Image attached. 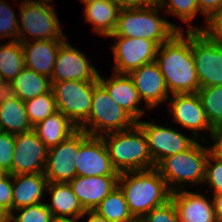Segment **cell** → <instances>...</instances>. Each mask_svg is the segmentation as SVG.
<instances>
[{"label": "cell", "mask_w": 222, "mask_h": 222, "mask_svg": "<svg viewBox=\"0 0 222 222\" xmlns=\"http://www.w3.org/2000/svg\"><path fill=\"white\" fill-rule=\"evenodd\" d=\"M182 32L160 45L155 59L170 94L197 93L200 88L192 54V31H186V37Z\"/></svg>", "instance_id": "1"}, {"label": "cell", "mask_w": 222, "mask_h": 222, "mask_svg": "<svg viewBox=\"0 0 222 222\" xmlns=\"http://www.w3.org/2000/svg\"><path fill=\"white\" fill-rule=\"evenodd\" d=\"M118 186L136 220L171 200L172 192L156 168L120 173Z\"/></svg>", "instance_id": "2"}, {"label": "cell", "mask_w": 222, "mask_h": 222, "mask_svg": "<svg viewBox=\"0 0 222 222\" xmlns=\"http://www.w3.org/2000/svg\"><path fill=\"white\" fill-rule=\"evenodd\" d=\"M101 137L108 149L112 165L119 174L156 167L145 133L137 123L130 129L103 134Z\"/></svg>", "instance_id": "3"}, {"label": "cell", "mask_w": 222, "mask_h": 222, "mask_svg": "<svg viewBox=\"0 0 222 222\" xmlns=\"http://www.w3.org/2000/svg\"><path fill=\"white\" fill-rule=\"evenodd\" d=\"M160 8L156 2L146 7L120 9L116 28L110 36L143 38L162 45L180 28L157 16Z\"/></svg>", "instance_id": "4"}, {"label": "cell", "mask_w": 222, "mask_h": 222, "mask_svg": "<svg viewBox=\"0 0 222 222\" xmlns=\"http://www.w3.org/2000/svg\"><path fill=\"white\" fill-rule=\"evenodd\" d=\"M210 151V148L202 146L197 140L187 150L165 157L155 168L166 181L171 192L182 190L179 186L183 182L204 183L206 162ZM178 183L180 185L176 186Z\"/></svg>", "instance_id": "5"}, {"label": "cell", "mask_w": 222, "mask_h": 222, "mask_svg": "<svg viewBox=\"0 0 222 222\" xmlns=\"http://www.w3.org/2000/svg\"><path fill=\"white\" fill-rule=\"evenodd\" d=\"M136 123L137 121L120 107L110 97L106 89L98 83L94 87L89 118L79 129L84 130L89 135L102 136L103 134L130 129Z\"/></svg>", "instance_id": "6"}, {"label": "cell", "mask_w": 222, "mask_h": 222, "mask_svg": "<svg viewBox=\"0 0 222 222\" xmlns=\"http://www.w3.org/2000/svg\"><path fill=\"white\" fill-rule=\"evenodd\" d=\"M19 7L21 22L18 24L19 41L27 42L28 36H31L34 40H66L57 13H55L50 3L24 0Z\"/></svg>", "instance_id": "7"}, {"label": "cell", "mask_w": 222, "mask_h": 222, "mask_svg": "<svg viewBox=\"0 0 222 222\" xmlns=\"http://www.w3.org/2000/svg\"><path fill=\"white\" fill-rule=\"evenodd\" d=\"M99 82L61 81L52 84L57 111L79 129L89 118L94 87Z\"/></svg>", "instance_id": "8"}, {"label": "cell", "mask_w": 222, "mask_h": 222, "mask_svg": "<svg viewBox=\"0 0 222 222\" xmlns=\"http://www.w3.org/2000/svg\"><path fill=\"white\" fill-rule=\"evenodd\" d=\"M192 54L200 87L222 85V43L192 31Z\"/></svg>", "instance_id": "9"}, {"label": "cell", "mask_w": 222, "mask_h": 222, "mask_svg": "<svg viewBox=\"0 0 222 222\" xmlns=\"http://www.w3.org/2000/svg\"><path fill=\"white\" fill-rule=\"evenodd\" d=\"M76 176H119L101 136L81 130V145L75 158Z\"/></svg>", "instance_id": "10"}, {"label": "cell", "mask_w": 222, "mask_h": 222, "mask_svg": "<svg viewBox=\"0 0 222 222\" xmlns=\"http://www.w3.org/2000/svg\"><path fill=\"white\" fill-rule=\"evenodd\" d=\"M116 38V43L112 45L114 54V73L129 74L155 61L158 45L152 41L143 38H127L124 36H109Z\"/></svg>", "instance_id": "11"}, {"label": "cell", "mask_w": 222, "mask_h": 222, "mask_svg": "<svg viewBox=\"0 0 222 222\" xmlns=\"http://www.w3.org/2000/svg\"><path fill=\"white\" fill-rule=\"evenodd\" d=\"M81 145V129L48 148L44 174L48 182L68 183L76 177L75 158Z\"/></svg>", "instance_id": "12"}, {"label": "cell", "mask_w": 222, "mask_h": 222, "mask_svg": "<svg viewBox=\"0 0 222 222\" xmlns=\"http://www.w3.org/2000/svg\"><path fill=\"white\" fill-rule=\"evenodd\" d=\"M137 124L145 133L155 166L165 157L181 153L197 141L196 138H188L181 132L155 123L137 121Z\"/></svg>", "instance_id": "13"}, {"label": "cell", "mask_w": 222, "mask_h": 222, "mask_svg": "<svg viewBox=\"0 0 222 222\" xmlns=\"http://www.w3.org/2000/svg\"><path fill=\"white\" fill-rule=\"evenodd\" d=\"M47 151L33 129L15 134L12 175L44 173Z\"/></svg>", "instance_id": "14"}, {"label": "cell", "mask_w": 222, "mask_h": 222, "mask_svg": "<svg viewBox=\"0 0 222 222\" xmlns=\"http://www.w3.org/2000/svg\"><path fill=\"white\" fill-rule=\"evenodd\" d=\"M99 73L86 56L65 41L59 48L51 83L61 81L98 82Z\"/></svg>", "instance_id": "15"}, {"label": "cell", "mask_w": 222, "mask_h": 222, "mask_svg": "<svg viewBox=\"0 0 222 222\" xmlns=\"http://www.w3.org/2000/svg\"><path fill=\"white\" fill-rule=\"evenodd\" d=\"M170 99L172 116L174 121L181 126L192 130L194 138L198 140V130L210 131V137L214 128L210 125L203 109L200 97L197 93L172 94Z\"/></svg>", "instance_id": "16"}, {"label": "cell", "mask_w": 222, "mask_h": 222, "mask_svg": "<svg viewBox=\"0 0 222 222\" xmlns=\"http://www.w3.org/2000/svg\"><path fill=\"white\" fill-rule=\"evenodd\" d=\"M128 76L132 79L140 99L146 102L147 108L153 109L169 98L170 93L163 74L155 61L131 71Z\"/></svg>", "instance_id": "17"}, {"label": "cell", "mask_w": 222, "mask_h": 222, "mask_svg": "<svg viewBox=\"0 0 222 222\" xmlns=\"http://www.w3.org/2000/svg\"><path fill=\"white\" fill-rule=\"evenodd\" d=\"M119 176H76L69 183L84 210H94L118 186Z\"/></svg>", "instance_id": "18"}, {"label": "cell", "mask_w": 222, "mask_h": 222, "mask_svg": "<svg viewBox=\"0 0 222 222\" xmlns=\"http://www.w3.org/2000/svg\"><path fill=\"white\" fill-rule=\"evenodd\" d=\"M179 222H217L213 200L200 193L178 190L171 193Z\"/></svg>", "instance_id": "19"}, {"label": "cell", "mask_w": 222, "mask_h": 222, "mask_svg": "<svg viewBox=\"0 0 222 222\" xmlns=\"http://www.w3.org/2000/svg\"><path fill=\"white\" fill-rule=\"evenodd\" d=\"M98 82L106 89L110 97L125 109L136 121L145 114L137 105L140 104L138 91L128 74L114 73L110 79L99 75Z\"/></svg>", "instance_id": "20"}, {"label": "cell", "mask_w": 222, "mask_h": 222, "mask_svg": "<svg viewBox=\"0 0 222 222\" xmlns=\"http://www.w3.org/2000/svg\"><path fill=\"white\" fill-rule=\"evenodd\" d=\"M66 40H35L21 42L25 67L51 79L56 55Z\"/></svg>", "instance_id": "21"}, {"label": "cell", "mask_w": 222, "mask_h": 222, "mask_svg": "<svg viewBox=\"0 0 222 222\" xmlns=\"http://www.w3.org/2000/svg\"><path fill=\"white\" fill-rule=\"evenodd\" d=\"M13 212L16 209L42 202L48 180L44 173L12 175Z\"/></svg>", "instance_id": "22"}, {"label": "cell", "mask_w": 222, "mask_h": 222, "mask_svg": "<svg viewBox=\"0 0 222 222\" xmlns=\"http://www.w3.org/2000/svg\"><path fill=\"white\" fill-rule=\"evenodd\" d=\"M32 129L25 102L10 93L0 96V131L18 134Z\"/></svg>", "instance_id": "23"}, {"label": "cell", "mask_w": 222, "mask_h": 222, "mask_svg": "<svg viewBox=\"0 0 222 222\" xmlns=\"http://www.w3.org/2000/svg\"><path fill=\"white\" fill-rule=\"evenodd\" d=\"M84 7L85 21L94 26L93 31L109 37L116 28L121 8L112 0H96Z\"/></svg>", "instance_id": "24"}, {"label": "cell", "mask_w": 222, "mask_h": 222, "mask_svg": "<svg viewBox=\"0 0 222 222\" xmlns=\"http://www.w3.org/2000/svg\"><path fill=\"white\" fill-rule=\"evenodd\" d=\"M47 190L51 195V204L47 203V206L54 217L80 218L84 214L85 210L69 183L48 182Z\"/></svg>", "instance_id": "25"}, {"label": "cell", "mask_w": 222, "mask_h": 222, "mask_svg": "<svg viewBox=\"0 0 222 222\" xmlns=\"http://www.w3.org/2000/svg\"><path fill=\"white\" fill-rule=\"evenodd\" d=\"M52 89L50 78L27 67L9 83V93L22 101H27Z\"/></svg>", "instance_id": "26"}, {"label": "cell", "mask_w": 222, "mask_h": 222, "mask_svg": "<svg viewBox=\"0 0 222 222\" xmlns=\"http://www.w3.org/2000/svg\"><path fill=\"white\" fill-rule=\"evenodd\" d=\"M38 138L47 147H53L72 135L77 127L62 113L56 111L33 127Z\"/></svg>", "instance_id": "27"}, {"label": "cell", "mask_w": 222, "mask_h": 222, "mask_svg": "<svg viewBox=\"0 0 222 222\" xmlns=\"http://www.w3.org/2000/svg\"><path fill=\"white\" fill-rule=\"evenodd\" d=\"M108 222H135L136 219L130 213L125 196L117 186L94 209Z\"/></svg>", "instance_id": "28"}, {"label": "cell", "mask_w": 222, "mask_h": 222, "mask_svg": "<svg viewBox=\"0 0 222 222\" xmlns=\"http://www.w3.org/2000/svg\"><path fill=\"white\" fill-rule=\"evenodd\" d=\"M25 67L21 41L10 40L0 45V73L10 83Z\"/></svg>", "instance_id": "29"}, {"label": "cell", "mask_w": 222, "mask_h": 222, "mask_svg": "<svg viewBox=\"0 0 222 222\" xmlns=\"http://www.w3.org/2000/svg\"><path fill=\"white\" fill-rule=\"evenodd\" d=\"M210 125L222 127V85L200 87L197 91Z\"/></svg>", "instance_id": "30"}, {"label": "cell", "mask_w": 222, "mask_h": 222, "mask_svg": "<svg viewBox=\"0 0 222 222\" xmlns=\"http://www.w3.org/2000/svg\"><path fill=\"white\" fill-rule=\"evenodd\" d=\"M25 108L32 127L54 114L57 108L52 89L45 94L25 101Z\"/></svg>", "instance_id": "31"}, {"label": "cell", "mask_w": 222, "mask_h": 222, "mask_svg": "<svg viewBox=\"0 0 222 222\" xmlns=\"http://www.w3.org/2000/svg\"><path fill=\"white\" fill-rule=\"evenodd\" d=\"M157 3L162 8H167L166 12L175 14L184 23H188L187 31H199L191 25L192 19L200 12L197 0H158Z\"/></svg>", "instance_id": "32"}, {"label": "cell", "mask_w": 222, "mask_h": 222, "mask_svg": "<svg viewBox=\"0 0 222 222\" xmlns=\"http://www.w3.org/2000/svg\"><path fill=\"white\" fill-rule=\"evenodd\" d=\"M21 212L18 216L10 214L8 222H52L54 216L46 203H37L16 209Z\"/></svg>", "instance_id": "33"}, {"label": "cell", "mask_w": 222, "mask_h": 222, "mask_svg": "<svg viewBox=\"0 0 222 222\" xmlns=\"http://www.w3.org/2000/svg\"><path fill=\"white\" fill-rule=\"evenodd\" d=\"M18 20L10 5L0 0V39L18 40Z\"/></svg>", "instance_id": "34"}, {"label": "cell", "mask_w": 222, "mask_h": 222, "mask_svg": "<svg viewBox=\"0 0 222 222\" xmlns=\"http://www.w3.org/2000/svg\"><path fill=\"white\" fill-rule=\"evenodd\" d=\"M204 182L214 189V194L222 192V159L211 151L206 162Z\"/></svg>", "instance_id": "35"}, {"label": "cell", "mask_w": 222, "mask_h": 222, "mask_svg": "<svg viewBox=\"0 0 222 222\" xmlns=\"http://www.w3.org/2000/svg\"><path fill=\"white\" fill-rule=\"evenodd\" d=\"M139 222H179L178 212L172 200L166 204L153 208L150 212L142 216Z\"/></svg>", "instance_id": "36"}, {"label": "cell", "mask_w": 222, "mask_h": 222, "mask_svg": "<svg viewBox=\"0 0 222 222\" xmlns=\"http://www.w3.org/2000/svg\"><path fill=\"white\" fill-rule=\"evenodd\" d=\"M15 134L0 131V168L12 174Z\"/></svg>", "instance_id": "37"}, {"label": "cell", "mask_w": 222, "mask_h": 222, "mask_svg": "<svg viewBox=\"0 0 222 222\" xmlns=\"http://www.w3.org/2000/svg\"><path fill=\"white\" fill-rule=\"evenodd\" d=\"M0 208L8 216L13 214V182L9 173L0 179Z\"/></svg>", "instance_id": "38"}, {"label": "cell", "mask_w": 222, "mask_h": 222, "mask_svg": "<svg viewBox=\"0 0 222 222\" xmlns=\"http://www.w3.org/2000/svg\"><path fill=\"white\" fill-rule=\"evenodd\" d=\"M207 27H200L209 38L222 43V7H220L208 20Z\"/></svg>", "instance_id": "39"}, {"label": "cell", "mask_w": 222, "mask_h": 222, "mask_svg": "<svg viewBox=\"0 0 222 222\" xmlns=\"http://www.w3.org/2000/svg\"><path fill=\"white\" fill-rule=\"evenodd\" d=\"M197 2L200 13L206 16V24L207 20L222 7V0H197Z\"/></svg>", "instance_id": "40"}, {"label": "cell", "mask_w": 222, "mask_h": 222, "mask_svg": "<svg viewBox=\"0 0 222 222\" xmlns=\"http://www.w3.org/2000/svg\"><path fill=\"white\" fill-rule=\"evenodd\" d=\"M211 137L215 140L214 144L210 146L211 152L222 159V127L215 128Z\"/></svg>", "instance_id": "41"}, {"label": "cell", "mask_w": 222, "mask_h": 222, "mask_svg": "<svg viewBox=\"0 0 222 222\" xmlns=\"http://www.w3.org/2000/svg\"><path fill=\"white\" fill-rule=\"evenodd\" d=\"M112 1H114L122 9V8L146 7L156 3L158 0H112Z\"/></svg>", "instance_id": "42"}, {"label": "cell", "mask_w": 222, "mask_h": 222, "mask_svg": "<svg viewBox=\"0 0 222 222\" xmlns=\"http://www.w3.org/2000/svg\"><path fill=\"white\" fill-rule=\"evenodd\" d=\"M213 204L217 222H222V192L213 195Z\"/></svg>", "instance_id": "43"}, {"label": "cell", "mask_w": 222, "mask_h": 222, "mask_svg": "<svg viewBox=\"0 0 222 222\" xmlns=\"http://www.w3.org/2000/svg\"><path fill=\"white\" fill-rule=\"evenodd\" d=\"M86 214L89 215L87 222H108L94 210H85L81 218L84 217Z\"/></svg>", "instance_id": "44"}, {"label": "cell", "mask_w": 222, "mask_h": 222, "mask_svg": "<svg viewBox=\"0 0 222 222\" xmlns=\"http://www.w3.org/2000/svg\"><path fill=\"white\" fill-rule=\"evenodd\" d=\"M9 93V83L4 79L0 73V96L6 95Z\"/></svg>", "instance_id": "45"}, {"label": "cell", "mask_w": 222, "mask_h": 222, "mask_svg": "<svg viewBox=\"0 0 222 222\" xmlns=\"http://www.w3.org/2000/svg\"><path fill=\"white\" fill-rule=\"evenodd\" d=\"M80 218H75V217H67V218H62V217H54L52 222H76Z\"/></svg>", "instance_id": "46"}, {"label": "cell", "mask_w": 222, "mask_h": 222, "mask_svg": "<svg viewBox=\"0 0 222 222\" xmlns=\"http://www.w3.org/2000/svg\"><path fill=\"white\" fill-rule=\"evenodd\" d=\"M0 222H8V215L0 208Z\"/></svg>", "instance_id": "47"}, {"label": "cell", "mask_w": 222, "mask_h": 222, "mask_svg": "<svg viewBox=\"0 0 222 222\" xmlns=\"http://www.w3.org/2000/svg\"><path fill=\"white\" fill-rule=\"evenodd\" d=\"M7 174L3 169L0 168V179Z\"/></svg>", "instance_id": "48"}, {"label": "cell", "mask_w": 222, "mask_h": 222, "mask_svg": "<svg viewBox=\"0 0 222 222\" xmlns=\"http://www.w3.org/2000/svg\"><path fill=\"white\" fill-rule=\"evenodd\" d=\"M85 5L90 3V2H94L96 0H81Z\"/></svg>", "instance_id": "49"}, {"label": "cell", "mask_w": 222, "mask_h": 222, "mask_svg": "<svg viewBox=\"0 0 222 222\" xmlns=\"http://www.w3.org/2000/svg\"><path fill=\"white\" fill-rule=\"evenodd\" d=\"M40 2H43V3H50L51 1L53 0H39Z\"/></svg>", "instance_id": "50"}]
</instances>
